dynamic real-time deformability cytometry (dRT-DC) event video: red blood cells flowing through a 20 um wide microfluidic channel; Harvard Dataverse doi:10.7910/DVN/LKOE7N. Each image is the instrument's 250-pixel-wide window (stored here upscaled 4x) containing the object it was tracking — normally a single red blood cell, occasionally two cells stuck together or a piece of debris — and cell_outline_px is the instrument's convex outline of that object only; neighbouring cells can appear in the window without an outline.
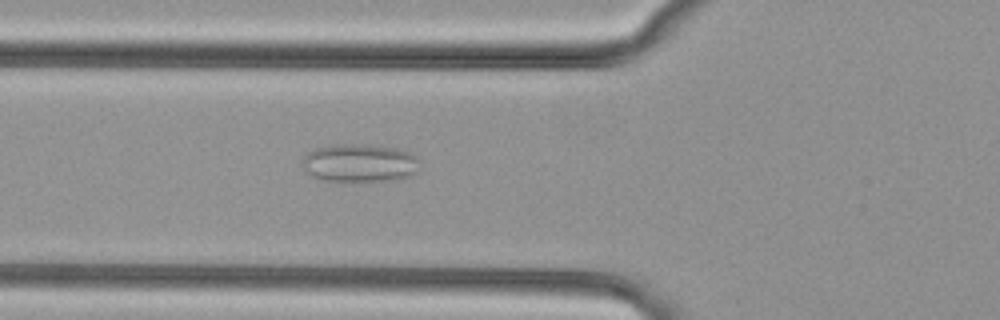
{"species": "common noctule bat (a hibernating species)", "species_latin": "Nyctalus noctula", "temperature_condition": "cold", "stored_images_in_passage": 35, "camera_frame_rate_fps": 3000, "um_per_image_px": 0.085, "animal": {"sex": "female", "body_mass_g": 29.2, "forearm_length_mm": 56.3}, "frame": {"image": 1, "passage_image": 3, "time_ms": 0.667, "image_size_px": [1000, 320], "cell_outline_px": [[420, 160], [416, 172], [408, 176], [388, 180], [324, 180], [312, 176], [304, 172], [304, 156], [308, 152], [316, 148], [336, 144], [368, 144], [396, 148], [408, 152], [416, 156]], "centroid_in_image_um": [30.56, 13.83], "position_along_channel_um": 95.2, "area_um2": 25.78}}
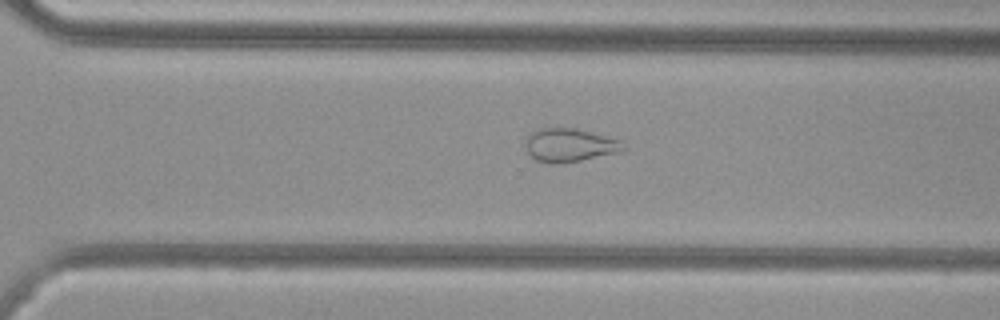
{"frame": {"image": 2, "passage_image": 20, "time_ms": 6.333, "image_size_px": [1000, 320], "cell_outline_px": [[624, 148], [616, 152], [564, 164], [552, 164], [536, 160], [528, 152], [524, 144], [524, 140], [536, 128], [576, 128], [620, 140]], "centroid_in_image_um": [48.33, 12.34], "position_along_channel_um": 322.3, "area_um2": 18.9}}
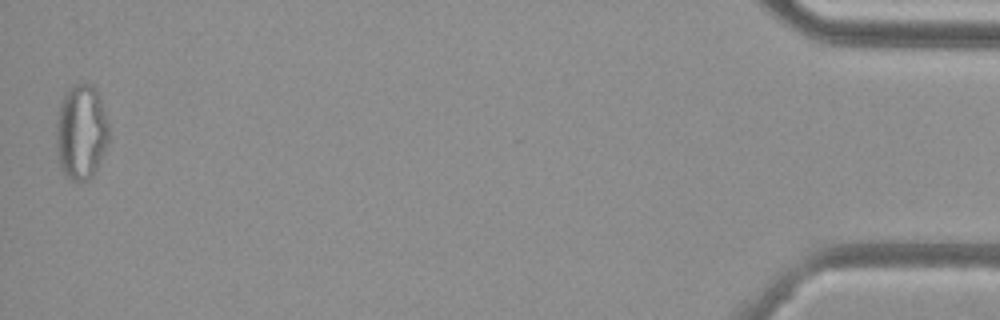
{"frame": {"image": 3, "passage_image": 35, "time_ms": 11.333, "image_size_px": [1000, 320], "cell_outline_px": [[108, 144], [92, 176], [88, 180], [72, 180], [60, 168], [56, 152], [56, 120], [60, 104], [64, 96], [72, 84], [92, 84], [100, 100], [108, 120]], "centroid_in_image_um": [6.88, 11.23], "position_along_channel_um": 428.3, "area_um2": 29.02}}